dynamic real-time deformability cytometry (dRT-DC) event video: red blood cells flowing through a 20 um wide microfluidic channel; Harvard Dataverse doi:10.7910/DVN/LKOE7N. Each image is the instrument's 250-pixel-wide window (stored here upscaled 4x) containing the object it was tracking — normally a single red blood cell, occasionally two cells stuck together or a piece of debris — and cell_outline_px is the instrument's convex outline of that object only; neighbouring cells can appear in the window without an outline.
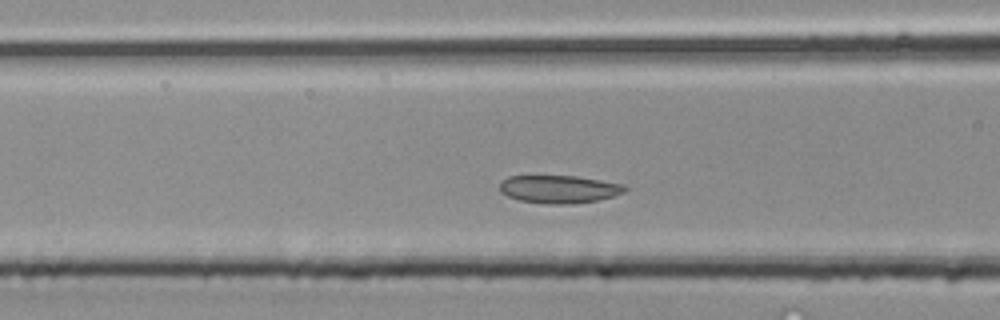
{"species": "common noctule bat (a hibernating species)", "species_latin": "Nyctalus noctula", "temperature_condition": "room temperature", "stored_images_in_passage": 37, "camera_frame_rate_fps": 3000, "um_per_image_px": 0.085, "animal": {"sex": "male", "body_mass_g": 20.4}, "frame": {"image": 1, "passage_image": 10, "time_ms": 3.0, "image_size_px": [1000, 320], "cell_outline_px": [[628, 188], [624, 192], [612, 196], [596, 200], [568, 204], [548, 204], [520, 200], [508, 196], [500, 192], [500, 184], [508, 176], [576, 176], [624, 184]], "centroid_in_image_um": [47.52, 16.07], "position_along_channel_um": 119.1, "area_um2": 20.11}}
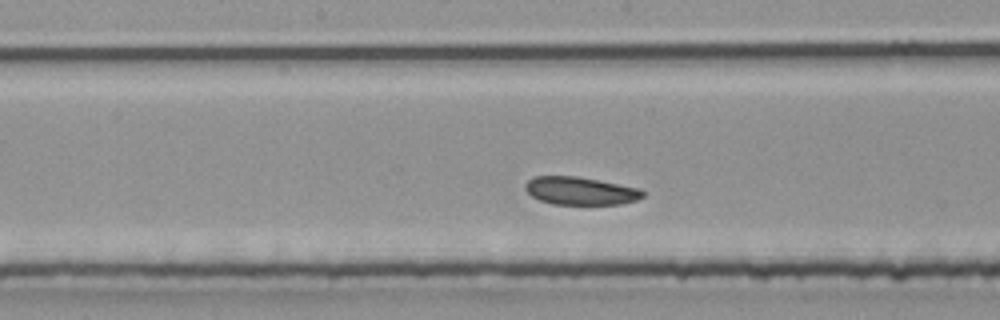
{"frame": {"image": 2, "passage_image": 15, "time_ms": 4.667, "image_size_px": [1000, 320], "cell_outline_px": [[644, 196], [636, 200], [620, 204], [552, 204], [540, 200], [532, 196], [524, 188], [524, 184], [532, 176], [576, 176], [640, 188], [644, 192]], "centroid_in_image_um": [49.31, 16.22], "position_along_channel_um": 198.9, "area_um2": 19.07}}
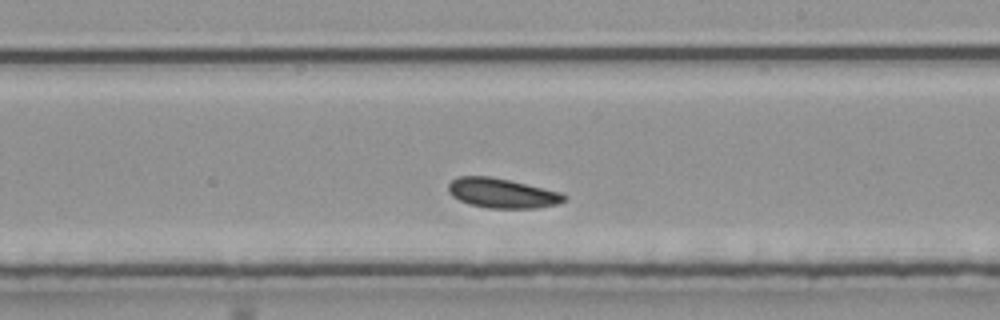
{"frame": {"image": 3, "passage_image": 18, "time_ms": 5.667, "image_size_px": [1000, 320], "cell_outline_px": [[568, 196], [564, 200], [556, 204], [536, 208], [488, 208], [468, 204], [452, 196], [448, 192], [448, 184], [452, 180], [460, 176], [488, 176], [508, 180], [560, 192]], "centroid_in_image_um": [42.64, 16.42], "position_along_channel_um": 246.4, "area_um2": 19.83}}